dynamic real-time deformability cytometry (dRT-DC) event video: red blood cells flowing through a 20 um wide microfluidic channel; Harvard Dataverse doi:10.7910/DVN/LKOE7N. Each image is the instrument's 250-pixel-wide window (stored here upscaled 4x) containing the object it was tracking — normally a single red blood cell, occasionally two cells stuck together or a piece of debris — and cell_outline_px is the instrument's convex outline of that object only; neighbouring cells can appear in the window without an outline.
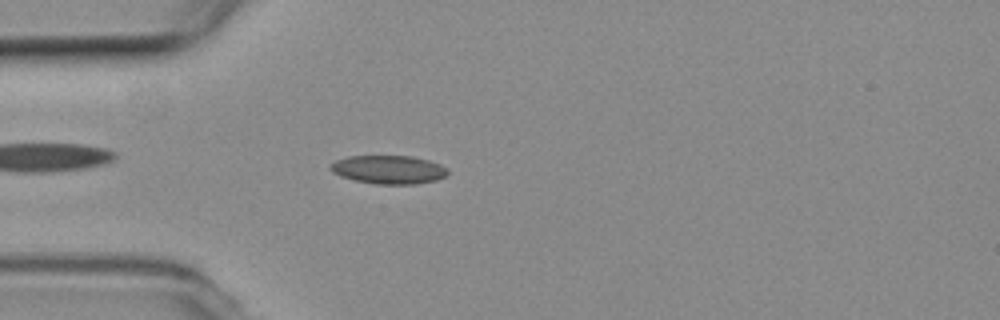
{"species": "common noctule bat (a hibernating species)", "species_latin": "Nyctalus noctula", "temperature_condition": "room temperature", "stored_images_in_passage": 27, "camera_frame_rate_fps": 3000, "um_per_image_px": 0.085, "animal": {"sex": "female", "body_mass_g": 19.3, "forearm_length_mm": 54.1}, "frame": {"image": 1, "passage_image": 1, "time_ms": 0.0, "image_size_px": [1000, 320], "cell_outline_px": [[448, 172], [444, 176], [436, 180], [416, 184], [376, 184], [356, 180], [340, 176], [332, 172], [328, 168], [328, 164], [336, 160], [348, 156], [412, 156], [428, 160], [440, 164], [448, 168]], "centroid_in_image_um": [33.0, 14.41], "position_along_channel_um": 52.0, "area_um2": 19.54}}
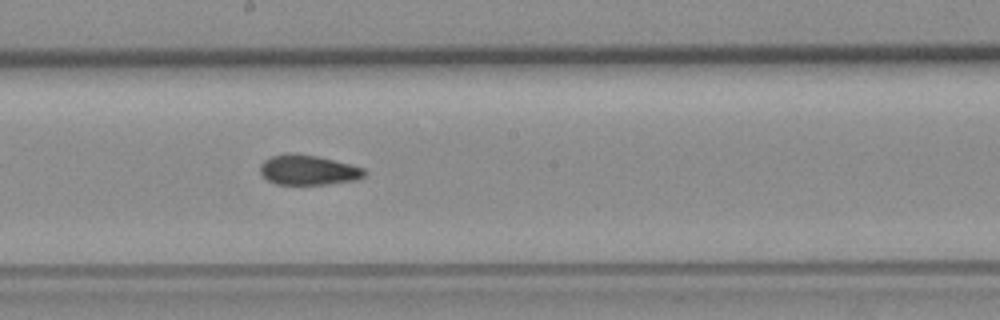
{"frame": {"image": 2, "passage_image": 15, "time_ms": 4.667, "image_size_px": [1000, 320], "cell_outline_px": [[368, 172], [364, 176], [356, 180], [328, 184], [276, 184], [268, 180], [260, 172], [260, 164], [264, 160], [272, 156], [288, 152], [292, 152], [316, 156], [364, 168]], "centroid_in_image_um": [26.18, 14.44], "position_along_channel_um": 222.0, "area_um2": 18.15}}
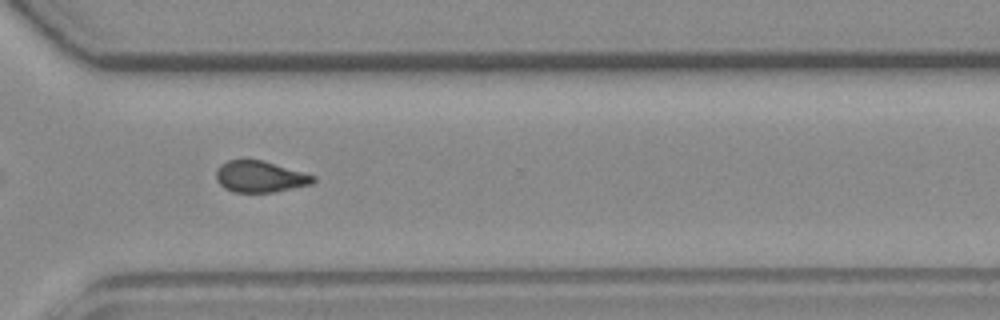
{"frame": {"image": 3, "passage_image": 25, "time_ms": 8.0, "image_size_px": [1000, 320], "cell_outline_px": [[316, 180], [312, 184], [272, 192], [232, 192], [224, 188], [216, 180], [216, 168], [220, 164], [228, 160], [260, 160], [316, 176]], "centroid_in_image_um": [22.06, 15.02], "position_along_channel_um": 348.5, "area_um2": 17.57}, "authors_computed_cell_mechanics": {"area_um2": 18.496, "velocity_mm_per_s": 3.7984, "shape_relaxation_time_tau1_ms": null, "shape_relaxation_time_tau2_ms": 3.2792, "deformation_change_tau1": null, "deformation_change_tau2": 0.0739}}